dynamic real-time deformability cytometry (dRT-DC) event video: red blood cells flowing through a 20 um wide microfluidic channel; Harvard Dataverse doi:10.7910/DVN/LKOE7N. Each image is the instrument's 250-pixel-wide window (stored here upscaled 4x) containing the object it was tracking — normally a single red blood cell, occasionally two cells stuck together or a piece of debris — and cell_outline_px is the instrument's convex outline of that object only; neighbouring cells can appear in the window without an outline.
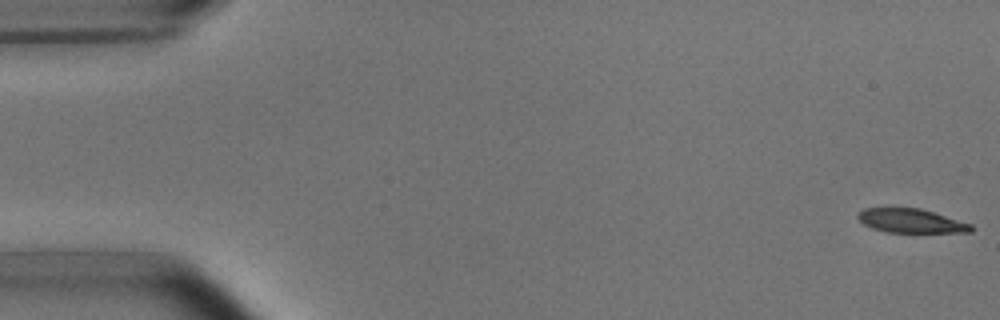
{"species": "common noctule bat (a hibernating species)", "species_latin": "Nyctalus noctula", "temperature_condition": "room temperature", "stored_images_in_passage": 4, "camera_frame_rate_fps": 3000, "um_per_image_px": 0.085, "animal": {"sex": "male", "body_mass_g": 15.6}, "frame": {"image": 1, "passage_image": 1, "time_ms": 0.0, "image_size_px": [1000, 320], "cell_outline_px": [[972, 232], [888, 232], [872, 228], [864, 224], [856, 216], [864, 208], [920, 208], [972, 224]], "centroid_in_image_um": [77.43, 18.77], "position_along_channel_um": 7.6, "area_um2": 15.61}}